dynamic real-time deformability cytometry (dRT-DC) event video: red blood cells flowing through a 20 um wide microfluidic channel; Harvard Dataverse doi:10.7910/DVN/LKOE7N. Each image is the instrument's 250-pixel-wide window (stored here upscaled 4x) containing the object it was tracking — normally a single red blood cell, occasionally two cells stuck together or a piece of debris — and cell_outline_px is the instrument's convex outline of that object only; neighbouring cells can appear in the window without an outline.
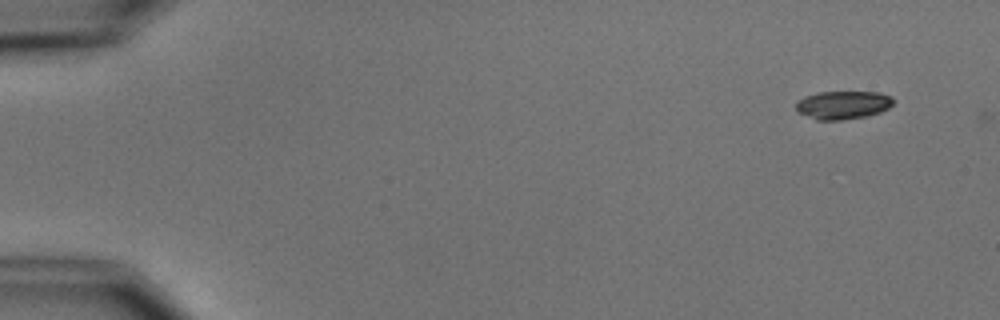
{"species": "common noctule bat (a hibernating species)", "species_latin": "Nyctalus noctula", "temperature_condition": "cold", "stored_images_in_passage": 3, "camera_frame_rate_fps": 3000, "um_per_image_px": 0.085, "animal": {"sex": "male", "body_mass_g": 15.6}, "frame": {"image": 1, "passage_image": 1, "time_ms": 0.0, "image_size_px": [1000, 320], "cell_outline_px": [[896, 100], [888, 108], [880, 112], [868, 116], [840, 120], [816, 120], [796, 112], [796, 100], [804, 96], [820, 92], [880, 92], [892, 96]], "centroid_in_image_um": [71.64, 8.92], "position_along_channel_um": 13.4, "area_um2": 16.3}}